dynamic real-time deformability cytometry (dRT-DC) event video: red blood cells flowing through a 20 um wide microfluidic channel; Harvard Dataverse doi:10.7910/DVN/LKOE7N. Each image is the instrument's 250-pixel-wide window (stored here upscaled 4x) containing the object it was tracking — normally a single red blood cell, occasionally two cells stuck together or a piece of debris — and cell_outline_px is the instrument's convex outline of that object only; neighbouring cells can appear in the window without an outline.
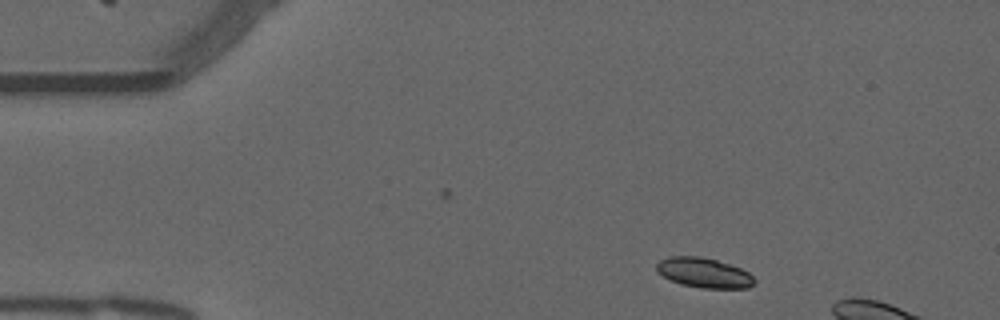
{"species": "common noctule bat (a hibernating species)", "species_latin": "Nyctalus noctula", "temperature_condition": "warm", "stored_images_in_passage": 9, "camera_frame_rate_fps": 3000, "um_per_image_px": 0.085, "animal": {"sex": "male", "forearm_length_mm": 52.5}, "frame": {"image": 1, "passage_image": 3, "time_ms": 0.667, "image_size_px": [1000, 320], "cell_outline_px": [[756, 280], [748, 288], [700, 288], [680, 284], [656, 272], [656, 264], [660, 260], [668, 256], [700, 256], [716, 260], [740, 268], [748, 272]], "centroid_in_image_um": [59.81, 23.18], "position_along_channel_um": 25.2, "area_um2": 16.99}}